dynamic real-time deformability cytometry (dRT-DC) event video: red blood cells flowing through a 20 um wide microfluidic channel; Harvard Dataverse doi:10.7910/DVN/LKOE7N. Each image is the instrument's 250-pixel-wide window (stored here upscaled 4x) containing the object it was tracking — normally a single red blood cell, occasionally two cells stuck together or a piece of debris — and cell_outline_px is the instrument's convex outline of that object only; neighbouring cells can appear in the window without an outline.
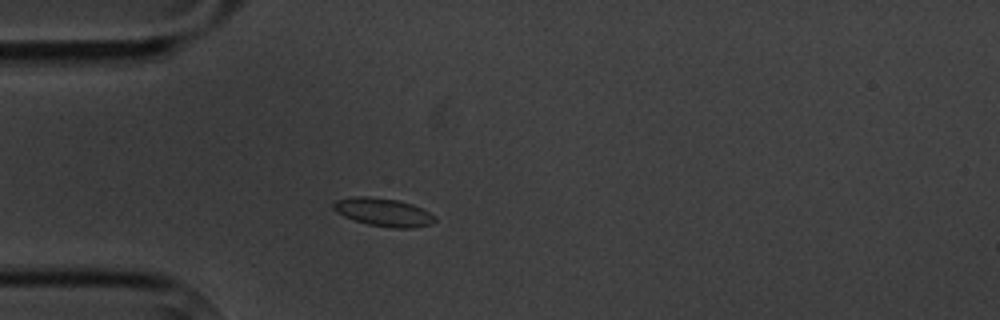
{"species": "common noctule bat (a hibernating species)", "species_latin": "Nyctalus noctula", "temperature_condition": "cold", "stored_images_in_passage": 3, "camera_frame_rate_fps": 3000, "um_per_image_px": 0.085, "animal": {"sex": "male", "body_mass_g": 20.1, "forearm_length_mm": 53.5}, "frame": {"image": 1, "passage_image": 2, "time_ms": 1.333, "image_size_px": [1000, 320], "cell_outline_px": [[436, 220], [432, 224], [412, 228], [392, 228], [368, 224], [344, 216], [336, 212], [332, 208], [332, 204], [336, 200], [360, 196], [368, 196], [396, 200], [412, 204], [436, 216]], "centroid_in_image_um": [32.6, 18.04], "position_along_channel_um": 52.4, "area_um2": 16.47}}